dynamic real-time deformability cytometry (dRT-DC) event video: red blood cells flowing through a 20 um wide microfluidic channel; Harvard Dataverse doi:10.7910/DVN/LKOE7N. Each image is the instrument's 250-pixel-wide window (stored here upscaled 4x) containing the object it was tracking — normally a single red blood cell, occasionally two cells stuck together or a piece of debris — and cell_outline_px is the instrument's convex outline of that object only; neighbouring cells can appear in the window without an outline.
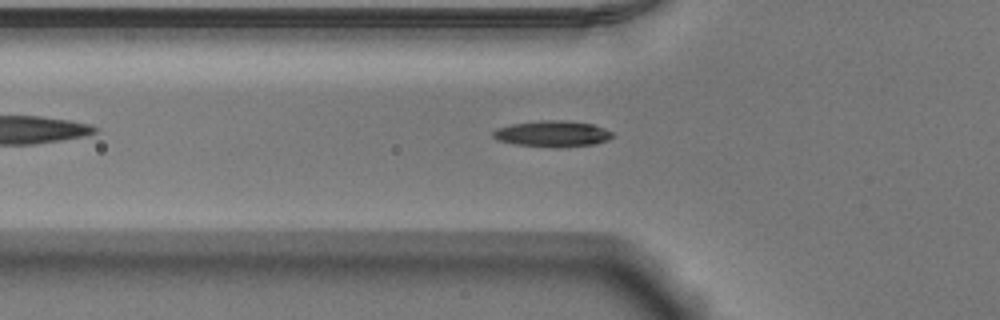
{"species": "Egyptian fruit bat (a non-hibernating species)", "species_latin": "Rousettus aegyptiacus", "temperature_condition": "warm", "stored_images_in_passage": 40, "camera_frame_rate_fps": 3000, "um_per_image_px": 0.085, "animal": {"sex": "male"}, "frame": {"image": 1, "passage_image": 8, "time_ms": 2.333, "image_size_px": [1000, 320], "cell_outline_px": [[616, 136], [608, 140], [596, 144], [516, 144], [500, 140], [492, 136], [492, 132], [496, 128], [512, 124], [540, 120], [564, 120], [592, 124], [604, 128], [612, 132]], "centroid_in_image_um": [46.98, 11.3], "position_along_channel_um": 78.8, "area_um2": 17.11}}
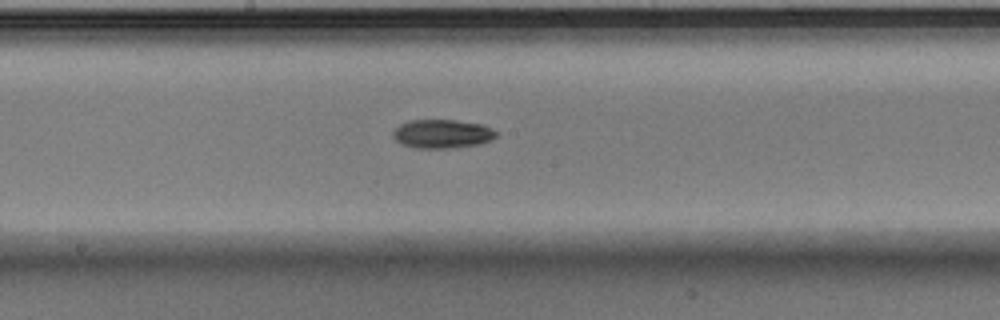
{"frame": {"image": 2, "passage_image": 18, "time_ms": 5.667, "image_size_px": [1000, 320], "cell_outline_px": [[500, 132], [496, 136], [480, 144], [448, 148], [416, 148], [400, 144], [392, 136], [392, 132], [400, 124], [408, 120], [456, 120], [484, 124]], "centroid_in_image_um": [37.59, 11.37], "position_along_channel_um": 210.6, "area_um2": 17.46}}
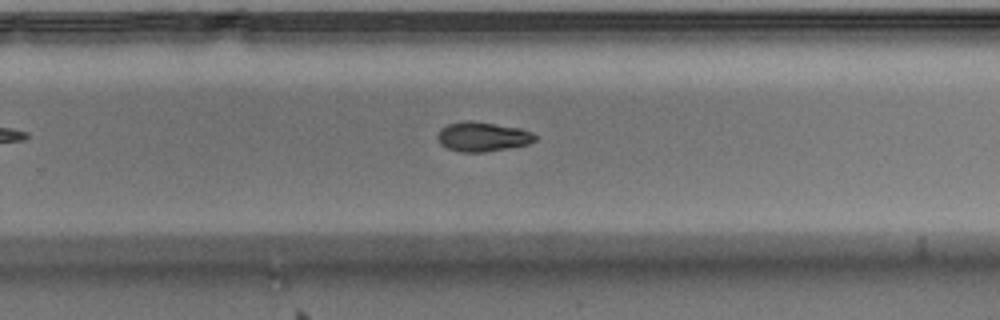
{"frame": {"image": 3, "passage_image": 24, "time_ms": 7.667, "image_size_px": [1000, 320], "cell_outline_px": [[536, 140], [528, 144], [508, 148], [484, 152], [460, 152], [448, 148], [440, 144], [436, 136], [440, 128], [448, 124], [468, 120], [472, 120], [520, 128], [532, 132], [536, 136]], "centroid_in_image_um": [41.0, 11.61], "position_along_channel_um": 288.8, "area_um2": 16.82}}